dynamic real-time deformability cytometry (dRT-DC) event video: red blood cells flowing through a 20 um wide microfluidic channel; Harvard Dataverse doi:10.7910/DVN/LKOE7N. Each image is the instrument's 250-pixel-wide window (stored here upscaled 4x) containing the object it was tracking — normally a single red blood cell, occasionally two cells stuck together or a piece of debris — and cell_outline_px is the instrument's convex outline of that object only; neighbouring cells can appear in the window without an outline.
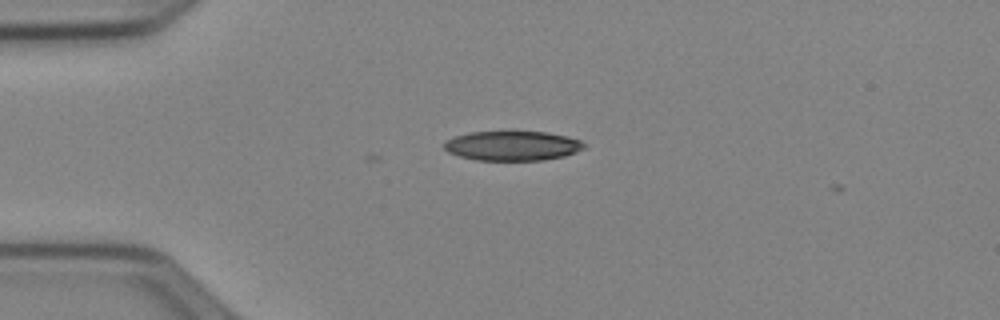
{"species": "Egyptian fruit bat (a non-hibernating species)", "species_latin": "Rousettus aegyptiacus", "temperature_condition": "cold", "stored_images_in_passage": 3, "camera_frame_rate_fps": 3000, "um_per_image_px": 0.085, "animal": {"sex": "female"}, "frame": {"image": 1, "passage_image": 3, "time_ms": 0.667, "image_size_px": [1000, 320], "cell_outline_px": [[584, 148], [576, 152], [564, 156], [544, 160], [476, 160], [460, 156], [448, 152], [444, 148], [444, 140], [468, 132], [548, 132], [568, 136], [580, 140], [584, 144]], "centroid_in_image_um": [43.55, 12.39], "position_along_channel_um": 41.5, "area_um2": 24.1}}